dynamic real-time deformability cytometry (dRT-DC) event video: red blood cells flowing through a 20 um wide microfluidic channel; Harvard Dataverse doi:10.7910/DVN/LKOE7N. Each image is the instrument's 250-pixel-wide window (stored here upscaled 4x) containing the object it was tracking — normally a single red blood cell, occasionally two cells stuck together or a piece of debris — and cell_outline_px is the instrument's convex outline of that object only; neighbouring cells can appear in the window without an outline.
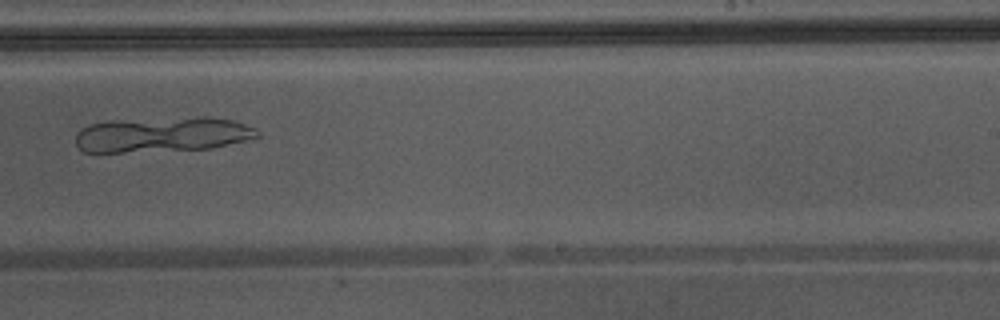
{"species": "Egyptian fruit bat (a non-hibernating species)", "species_latin": "Rousettus aegyptiacus", "temperature_condition": "warm", "stored_images_in_passage": 39, "camera_frame_rate_fps": 3000, "um_per_image_px": 0.085, "animal": {"sex": "male"}, "frame": {"image": 1, "passage_image": 23, "time_ms": 7.333, "image_size_px": [1000, 320], "cell_outline_px": [[260, 136], [248, 140], [208, 148], [124, 152], [84, 152], [76, 144], [76, 132], [80, 128], [92, 124], [112, 120], [204, 116], [208, 116], [232, 120], [256, 128], [260, 132]], "centroid_in_image_um": [13.8, 11.42], "position_along_channel_um": 275.2, "area_um2": 37.28}}